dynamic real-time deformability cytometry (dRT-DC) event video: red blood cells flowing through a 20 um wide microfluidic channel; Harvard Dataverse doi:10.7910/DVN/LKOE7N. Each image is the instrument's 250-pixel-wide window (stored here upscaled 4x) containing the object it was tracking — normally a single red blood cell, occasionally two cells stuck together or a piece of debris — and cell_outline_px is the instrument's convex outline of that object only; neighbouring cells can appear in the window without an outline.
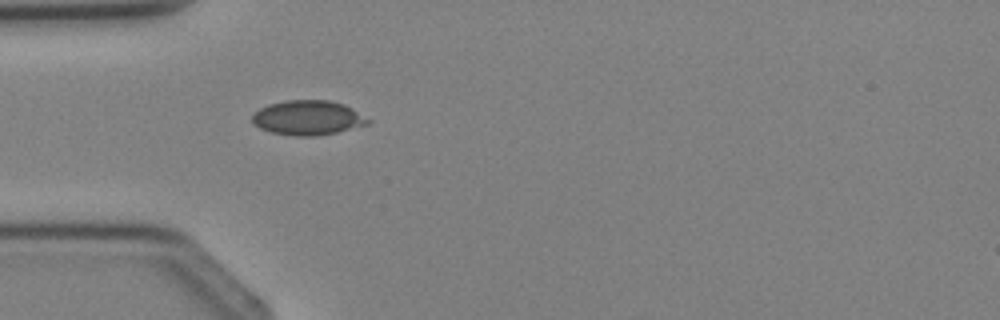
{"species": "Egyptian fruit bat (a non-hibernating species)", "species_latin": "Rousettus aegyptiacus", "temperature_condition": "cold", "stored_images_in_passage": 2, "camera_frame_rate_fps": 3000, "um_per_image_px": 0.085, "animal": {"sex": "female"}, "frame": {"image": 1, "passage_image": 2, "time_ms": 2.0, "image_size_px": [1000, 320], "cell_outline_px": [[372, 120], [368, 124], [320, 136], [296, 136], [272, 132], [260, 128], [252, 124], [252, 112], [268, 104], [284, 100], [328, 100], [344, 104], [352, 108]], "centroid_in_image_um": [26.15, 10.0], "position_along_channel_um": 58.9, "area_um2": 23.52}}